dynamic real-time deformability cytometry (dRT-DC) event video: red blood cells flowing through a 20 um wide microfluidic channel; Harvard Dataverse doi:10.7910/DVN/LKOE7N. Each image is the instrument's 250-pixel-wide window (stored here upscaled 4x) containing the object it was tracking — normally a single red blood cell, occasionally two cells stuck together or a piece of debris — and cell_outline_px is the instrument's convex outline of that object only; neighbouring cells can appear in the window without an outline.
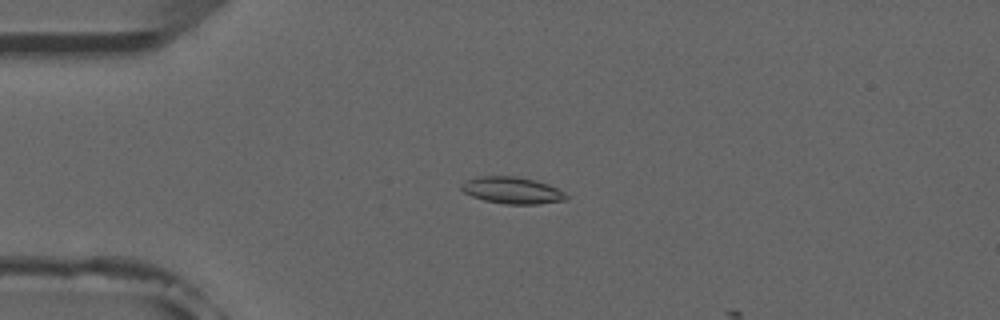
{"species": "common noctule bat (a hibernating species)", "species_latin": "Nyctalus noctula", "temperature_condition": "room temperature", "stored_images_in_passage": 5, "camera_frame_rate_fps": 3000, "um_per_image_px": 0.085, "animal": {"sex": "male", "forearm_length_mm": 52.5}, "frame": {"image": 1, "passage_image": 4, "time_ms": 3.333, "image_size_px": [1000, 320], "cell_outline_px": [[568, 200], [540, 204], [504, 204], [484, 200], [472, 196], [464, 192], [460, 188], [460, 184], [468, 180], [480, 176], [516, 176], [548, 184], [564, 192], [568, 196]], "centroid_in_image_um": [43.54, 16.19], "position_along_channel_um": 41.5, "area_um2": 16.3}}